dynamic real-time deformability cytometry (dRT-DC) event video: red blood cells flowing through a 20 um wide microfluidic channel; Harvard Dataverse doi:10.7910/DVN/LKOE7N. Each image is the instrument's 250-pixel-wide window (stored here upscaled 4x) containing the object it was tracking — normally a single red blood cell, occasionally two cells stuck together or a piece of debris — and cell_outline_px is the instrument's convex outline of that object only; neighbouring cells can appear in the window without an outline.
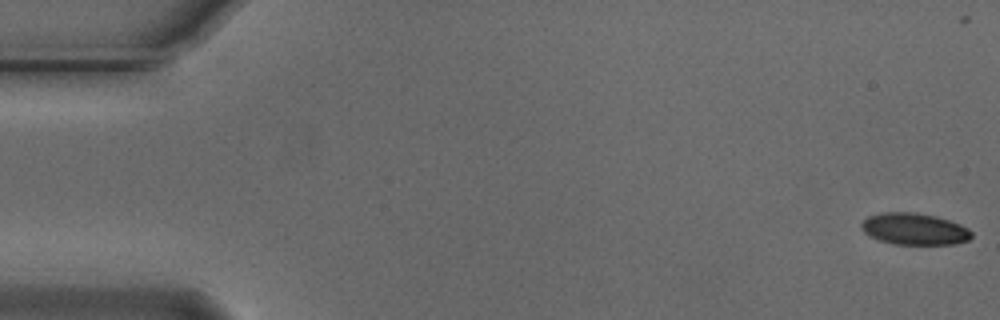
{"species": "Egyptian fruit bat (a non-hibernating species)", "species_latin": "Rousettus aegyptiacus", "temperature_condition": "cold", "stored_images_in_passage": 56, "camera_frame_rate_fps": 3000, "um_per_image_px": 0.085, "animal": {"sex": "male"}, "frame": {"image": 1, "passage_image": 1, "time_ms": 0.0, "image_size_px": [1000, 320], "cell_outline_px": [[972, 236], [968, 240], [956, 244], [896, 244], [880, 240], [868, 236], [860, 228], [860, 224], [868, 216], [884, 212], [916, 212], [936, 216], [960, 224], [968, 228], [972, 232]], "centroid_in_image_um": [77.71, 19.46], "position_along_channel_um": 7.3, "area_um2": 20.4}}
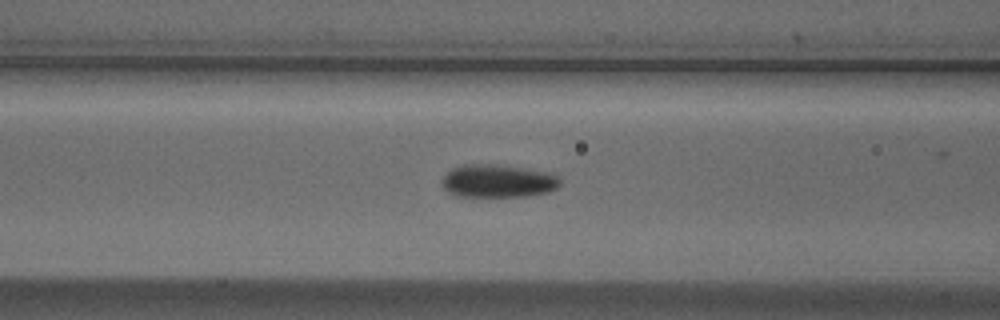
{"frame": {"image": 2, "passage_image": 22, "time_ms": 7.0, "image_size_px": [1000, 320], "cell_outline_px": [[560, 184], [556, 188], [548, 192], [528, 196], [452, 196], [440, 184], [444, 176], [452, 168], [464, 164], [496, 164], [544, 172], [560, 176]], "centroid_in_image_um": [42.28, 15.39], "position_along_channel_um": 124.3, "area_um2": 22.66}}
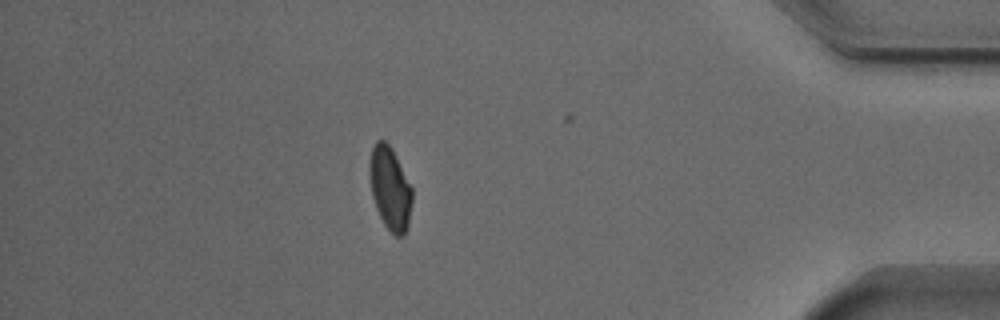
{"frame": {"image": 3, "passage_image": 48, "time_ms": 15.667, "image_size_px": [1000, 320], "cell_outline_px": [[412, 200], [408, 228], [404, 236], [396, 236], [384, 224], [376, 208], [372, 196], [368, 172], [368, 164], [372, 148], [376, 140], [384, 140], [392, 148], [412, 188]], "centroid_in_image_um": [33.14, 16.0], "position_along_channel_um": 402.1, "area_um2": 20.75}, "authors_computed_cell_mechanics": {"area_um2": 21.5305, "velocity_mm_per_s": 3.734, "shape_relaxation_time_tau1_ms": 4.6016, "shape_relaxation_time_tau2_ms": null, "deformation_change_tau1": 0.1005, "deformation_change_tau2": null}}